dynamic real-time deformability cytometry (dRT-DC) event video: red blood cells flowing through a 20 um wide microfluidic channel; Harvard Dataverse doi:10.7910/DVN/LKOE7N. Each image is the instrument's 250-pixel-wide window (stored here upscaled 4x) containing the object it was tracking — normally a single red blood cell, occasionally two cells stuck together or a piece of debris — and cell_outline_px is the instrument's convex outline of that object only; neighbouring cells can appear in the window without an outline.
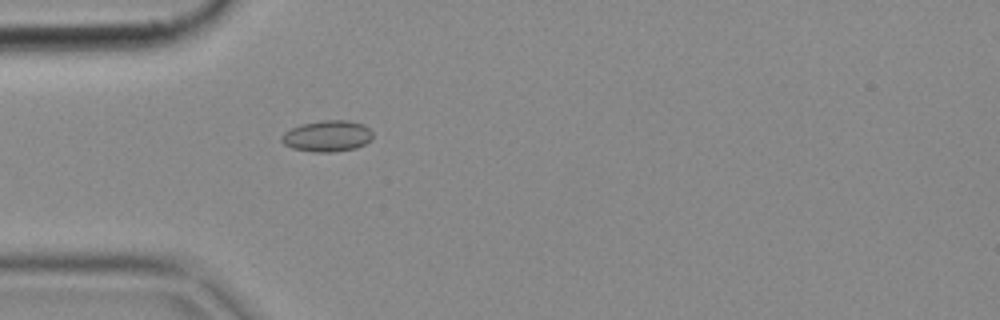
{"species": "common noctule bat (a hibernating species)", "species_latin": "Nyctalus noctula", "temperature_condition": "cold", "stored_images_in_passage": 4, "camera_frame_rate_fps": 3000, "um_per_image_px": 0.085, "animal": {"sex": "female", "body_mass_g": 18.4}, "frame": {"image": 1, "passage_image": 4, "time_ms": 1.0, "image_size_px": [1000, 320], "cell_outline_px": [[372, 140], [356, 148], [332, 152], [312, 152], [292, 148], [284, 144], [280, 140], [280, 136], [284, 132], [300, 124], [324, 120], [348, 120], [364, 124], [372, 132]], "centroid_in_image_um": [27.81, 11.56], "position_along_channel_um": 57.2, "area_um2": 16.7}}